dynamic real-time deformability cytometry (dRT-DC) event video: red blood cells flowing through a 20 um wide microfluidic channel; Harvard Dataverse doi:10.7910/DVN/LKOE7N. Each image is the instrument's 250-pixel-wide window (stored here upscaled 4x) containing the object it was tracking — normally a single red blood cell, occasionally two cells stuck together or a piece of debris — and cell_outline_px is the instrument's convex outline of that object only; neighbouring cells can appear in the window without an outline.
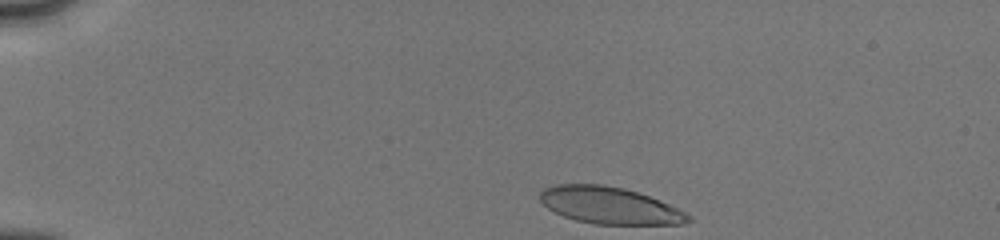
{"species": "human", "species_latin": "Homo sapiens", "temperature_condition": "cold", "stored_images_in_passage": 19, "camera_frame_rate_fps": 3000, "um_per_image_px": 0.085, "donor": {"sex": "male"}, "frame": {"image": 1, "passage_image": 1, "time_ms": 0.0, "image_size_px": [1000, 240], "cell_outline_px": [[692, 220], [684, 224], [592, 224], [576, 220], [564, 216], [548, 208], [540, 200], [540, 192], [544, 188], [556, 184], [600, 184], [624, 188], [648, 196], [668, 204], [692, 216]], "centroid_in_image_um": [51.81, 17.46], "position_along_channel_um": 33.2, "area_um2": 31.62}}
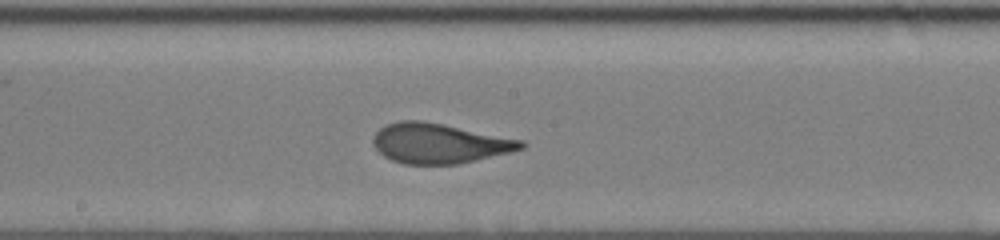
{"frame": {"image": 2, "passage_image": 11, "time_ms": 6.333, "image_size_px": [1000, 240], "cell_outline_px": [[528, 144], [524, 148], [460, 164], [404, 164], [392, 160], [384, 156], [372, 144], [372, 140], [376, 132], [380, 128], [388, 124], [400, 120], [420, 120], [444, 124], [524, 140]], "centroid_in_image_um": [37.35, 12.18], "position_along_channel_um": 210.9, "area_um2": 34.45}}
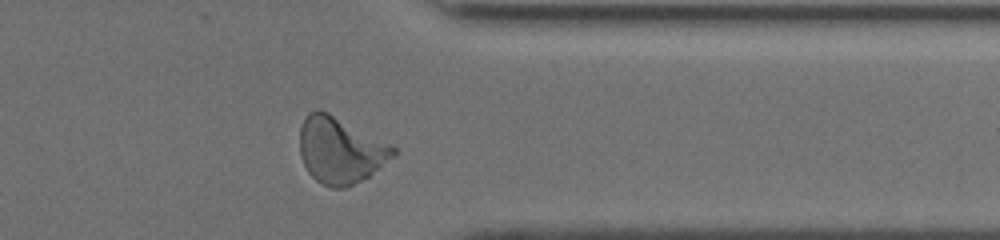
{"frame": {"image": 3, "passage_image": 18, "time_ms": 10.667, "image_size_px": [1000, 240], "cell_outline_px": [[396, 152], [392, 156], [368, 176], [344, 188], [332, 188], [316, 180], [308, 172], [300, 156], [300, 128], [308, 112], [316, 108], [320, 108], [392, 144], [396, 148]], "centroid_in_image_um": [28.89, 12.74], "position_along_channel_um": 382.5, "area_um2": 35.84}, "authors_computed_cell_mechanics": {"area_um2": 33.8708, "velocity_mm_per_s": 4.0209, "shape_relaxation_time_tau1_ms": 3.157, "shape_relaxation_time_tau2_ms": 0.0629, "deformation_change_tau1": 0.1706, "deformation_change_tau2": 0.0628}}